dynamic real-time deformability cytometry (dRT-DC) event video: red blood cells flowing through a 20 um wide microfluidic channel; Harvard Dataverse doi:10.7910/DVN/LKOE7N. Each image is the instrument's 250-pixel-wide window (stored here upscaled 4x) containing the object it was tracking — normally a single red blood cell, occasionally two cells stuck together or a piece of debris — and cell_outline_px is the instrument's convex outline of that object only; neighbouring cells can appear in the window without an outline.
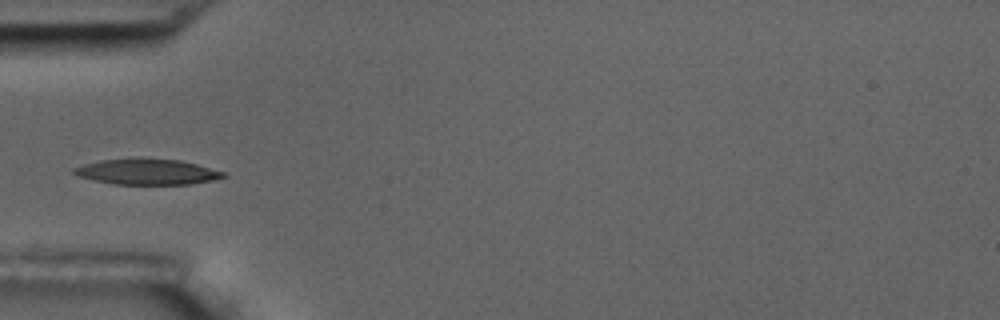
{"species": "common noctule bat (a hibernating species)", "species_latin": "Nyctalus noctula", "temperature_condition": "room temperature", "stored_images_in_passage": 9, "camera_frame_rate_fps": 3000, "um_per_image_px": 0.085, "animal": {"sex": "male", "body_mass_g": 17.5, "forearm_length_mm": 52.3}, "frame": {"image": 1, "passage_image": 1, "time_ms": 0.0, "image_size_px": [1000, 320], "cell_outline_px": [[228, 176], [212, 180], [192, 184], [116, 184], [76, 176], [72, 172], [72, 168], [84, 164], [100, 160], [136, 156], [140, 156], [180, 160], [196, 164], [224, 172]], "centroid_in_image_um": [12.47, 14.57], "position_along_channel_um": 72.5, "area_um2": 22.83}}
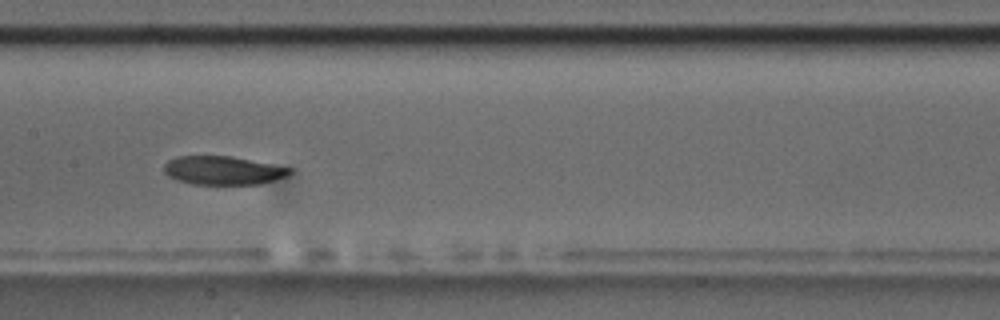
{"frame": {"image": 2, "passage_image": 4, "time_ms": 3.333, "image_size_px": [1000, 320], "cell_outline_px": [[292, 172], [288, 176], [260, 184], [192, 184], [176, 180], [168, 176], [164, 172], [164, 164], [168, 160], [176, 156], [232, 156], [292, 168]], "centroid_in_image_um": [18.95, 14.48], "position_along_channel_um": 188.5, "area_um2": 21.04}}
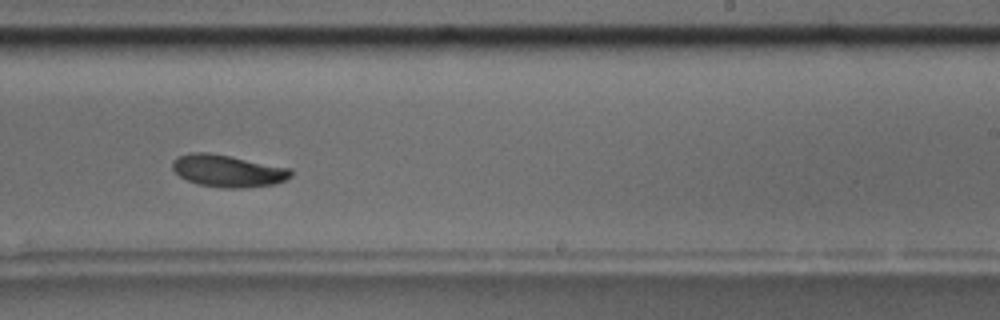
{"frame": {"image": 3, "passage_image": 6, "time_ms": 5.667, "image_size_px": [1000, 320], "cell_outline_px": [[292, 176], [288, 180], [276, 184], [244, 188], [224, 188], [200, 184], [188, 180], [180, 176], [172, 168], [172, 160], [176, 156], [188, 152], [208, 152], [232, 156], [292, 168]], "centroid_in_image_um": [19.4, 14.51], "position_along_channel_um": 269.6, "area_um2": 22.54}}